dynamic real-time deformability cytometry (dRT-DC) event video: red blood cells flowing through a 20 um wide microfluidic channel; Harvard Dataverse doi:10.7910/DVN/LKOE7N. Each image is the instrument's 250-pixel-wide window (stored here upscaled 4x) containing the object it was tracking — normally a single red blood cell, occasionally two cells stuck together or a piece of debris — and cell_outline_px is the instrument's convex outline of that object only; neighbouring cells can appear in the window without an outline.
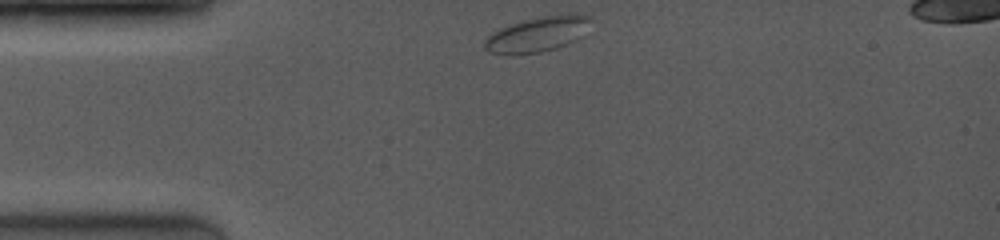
{"species": "common noctule bat (a hibernating species)", "species_latin": "Nyctalus noctula", "temperature_condition": "room temperature", "stored_images_in_passage": 47, "camera_frame_rate_fps": 4000, "um_per_image_px": 0.085, "animal": {"sex": "female", "body_mass_g": 19.0, "forearm_length_mm": 53.3}, "frame": {"image": 1, "passage_image": 1, "time_ms": 0.0, "image_size_px": [1000, 240], "cell_outline_px": [[592, 20], [584, 36], [568, 44], [556, 48], [540, 52], [516, 56], [508, 56], [488, 52], [484, 48], [484, 40], [492, 32], [500, 28], [512, 24], [544, 16], [576, 12], [592, 16]], "centroid_in_image_um": [45.73, 2.93], "position_along_channel_um": 39.3, "area_um2": 22.31}}
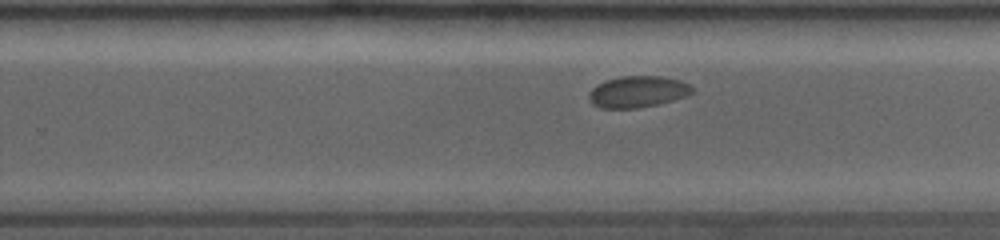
{"frame": {"image": 2, "passage_image": 29, "time_ms": 7.0, "image_size_px": [1000, 240], "cell_outline_px": [[692, 92], [688, 96], [656, 104], [636, 108], [600, 108], [592, 104], [588, 96], [588, 92], [596, 84], [604, 80], [624, 76], [660, 76], [680, 80], [688, 84], [692, 88]], "centroid_in_image_um": [54.16, 7.79], "position_along_channel_um": 275.6, "area_um2": 18.9}}
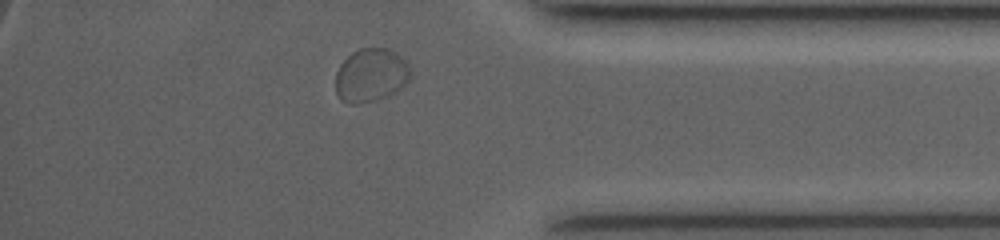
{"frame": {"image": 3, "passage_image": 43, "time_ms": 10.5, "image_size_px": [1000, 240], "cell_outline_px": [[412, 72], [408, 80], [400, 88], [388, 96], [376, 100], [360, 104], [348, 104], [340, 100], [336, 92], [336, 72], [340, 64], [352, 52], [360, 48], [388, 48], [400, 56], [408, 64]], "centroid_in_image_um": [31.51, 6.41], "position_along_channel_um": 403.7, "area_um2": 23.47}, "authors_computed_cell_mechanics": {"area_um2": 19.0162, "velocity_mm_per_s": 3.8089, "shape_relaxation_time_tau1_ms": 1.6236, "shape_relaxation_time_tau2_ms": null, "deformation_change_tau1": 0.0298, "deformation_change_tau2": null}}